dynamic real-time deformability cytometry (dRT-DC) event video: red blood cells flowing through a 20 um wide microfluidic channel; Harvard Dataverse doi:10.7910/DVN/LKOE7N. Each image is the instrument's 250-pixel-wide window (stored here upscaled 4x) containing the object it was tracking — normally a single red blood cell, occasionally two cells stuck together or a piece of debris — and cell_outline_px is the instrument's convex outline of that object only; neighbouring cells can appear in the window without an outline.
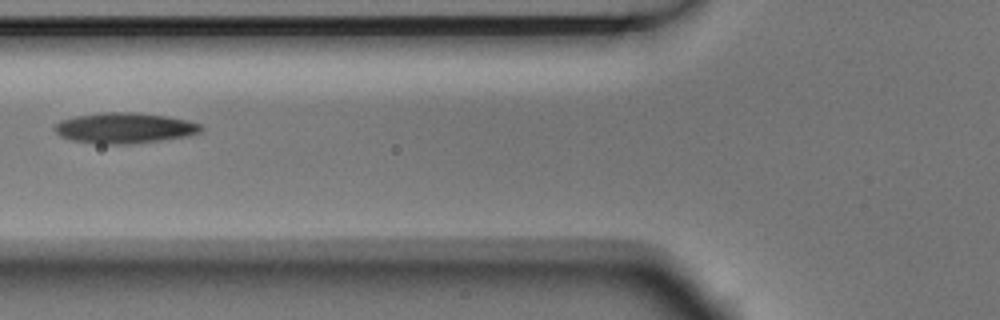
{"species": "Egyptian fruit bat (a non-hibernating species)", "species_latin": "Rousettus aegyptiacus", "temperature_condition": "room temperature", "stored_images_in_passage": 10, "camera_frame_rate_fps": 3000, "um_per_image_px": 0.085, "animal": {"sex": "male"}, "frame": {"image": 1, "passage_image": 6, "time_ms": 1.667, "image_size_px": [1000, 320], "cell_outline_px": [[204, 128], [200, 132], [188, 136], [132, 144], [100, 144], [72, 140], [60, 136], [52, 128], [60, 120], [76, 116], [104, 112], [136, 112], [164, 116], [188, 120], [200, 124]], "centroid_in_image_um": [10.58, 10.88], "position_along_channel_um": 115.2, "area_um2": 26.13}}
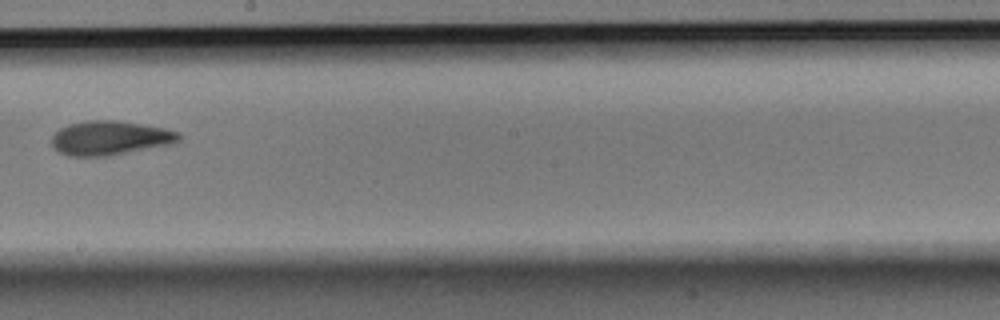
{"frame": {"image": 2, "passage_image": 9, "time_ms": 2.667, "image_size_px": [1000, 320], "cell_outline_px": [[184, 136], [180, 140], [172, 144], [108, 156], [68, 156], [60, 152], [52, 144], [52, 136], [60, 128], [72, 124], [88, 120], [116, 120], [164, 128], [180, 132]], "centroid_in_image_um": [9.4, 11.73], "position_along_channel_um": 238.8, "area_um2": 25.26}}
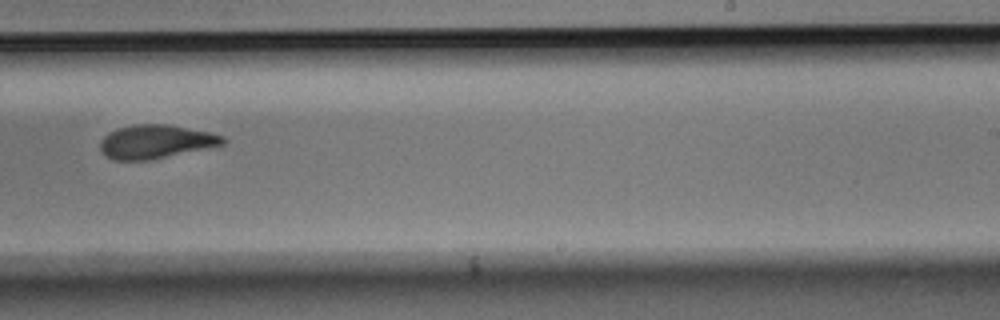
{"frame": {"image": 3, "passage_image": 10, "time_ms": 3.0, "image_size_px": [1000, 320], "cell_outline_px": [[228, 140], [224, 144], [148, 160], [112, 160], [104, 156], [100, 148], [100, 140], [108, 132], [120, 128], [136, 124], [168, 124], [212, 132], [224, 136]], "centroid_in_image_um": [13.23, 12.03], "position_along_channel_um": 275.8, "area_um2": 24.04}}